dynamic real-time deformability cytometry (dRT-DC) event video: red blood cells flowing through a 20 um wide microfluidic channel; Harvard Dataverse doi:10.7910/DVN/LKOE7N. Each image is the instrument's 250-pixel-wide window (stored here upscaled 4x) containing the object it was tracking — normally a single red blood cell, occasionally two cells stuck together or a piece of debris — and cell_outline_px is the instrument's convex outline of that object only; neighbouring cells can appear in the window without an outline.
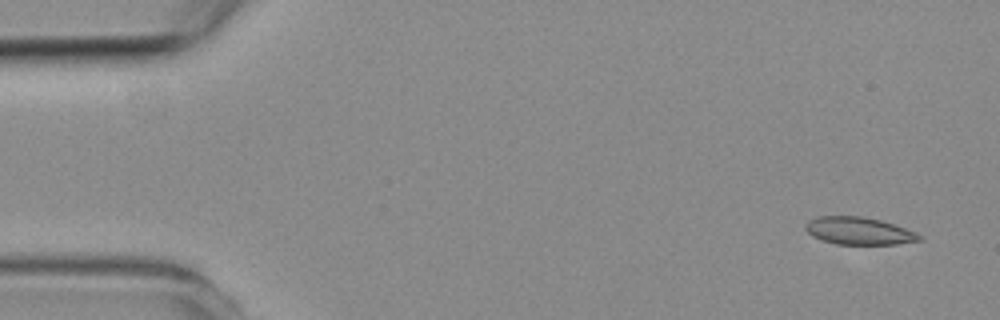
{"species": "common noctule bat (a hibernating species)", "species_latin": "Nyctalus noctula", "temperature_condition": "room temperature", "stored_images_in_passage": 4, "camera_frame_rate_fps": 3000, "um_per_image_px": 0.085, "animal": {"sex": "female", "body_mass_g": 19.3, "forearm_length_mm": 54.1}, "frame": {"image": 1, "passage_image": 1, "time_ms": 0.0, "image_size_px": [1000, 320], "cell_outline_px": [[924, 240], [896, 244], [836, 244], [812, 236], [804, 228], [804, 224], [808, 220], [816, 216], [860, 216], [880, 220], [916, 232], [924, 236]], "centroid_in_image_um": [73.0, 19.62], "position_along_channel_um": 12.0, "area_um2": 18.26}}